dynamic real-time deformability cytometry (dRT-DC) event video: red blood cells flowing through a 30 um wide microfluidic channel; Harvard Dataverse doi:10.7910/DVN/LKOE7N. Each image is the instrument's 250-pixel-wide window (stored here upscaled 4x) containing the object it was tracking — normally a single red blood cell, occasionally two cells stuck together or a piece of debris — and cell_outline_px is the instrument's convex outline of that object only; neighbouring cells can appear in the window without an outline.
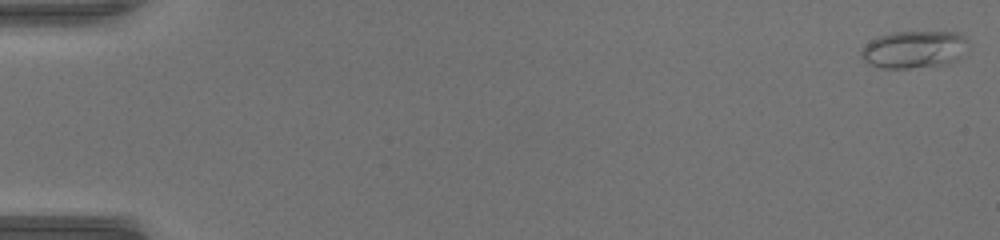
{"species": "common noctule bat (a hibernating species)", "species_latin": "Nyctalus noctula", "temperature_condition": "warm", "stored_images_in_passage": 51, "camera_frame_rate_fps": 3000, "um_per_image_px": 0.085, "animal": {"sex": "female", "body_mass_g": 17.0, "forearm_length_mm": 48.0}, "frame": {"image": 1, "passage_image": 1, "time_ms": 0.0, "image_size_px": [1000, 240], "cell_outline_px": [[968, 40], [960, 56], [956, 60], [948, 64], [908, 68], [880, 68], [868, 64], [860, 56], [860, 52], [864, 44], [876, 36], [896, 32], [956, 32], [964, 36]], "centroid_in_image_um": [77.63, 4.2], "position_along_channel_um": 7.4, "area_um2": 23.35}}
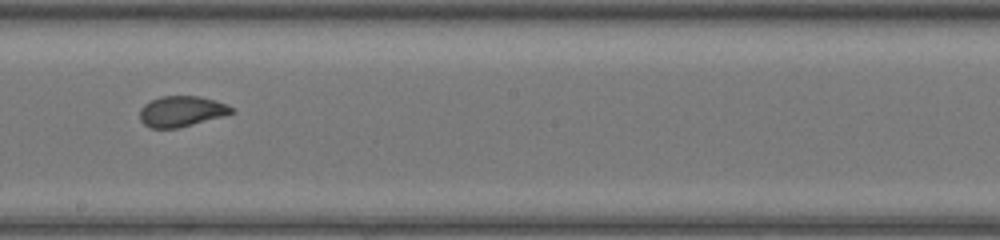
{"frame": {"image": 2, "passage_image": 30, "time_ms": 9.667, "image_size_px": [1000, 240], "cell_outline_px": [[236, 112], [224, 116], [176, 128], [152, 128], [144, 124], [140, 120], [140, 108], [144, 104], [160, 96], [200, 96], [216, 100], [228, 104], [236, 108]], "centroid_in_image_um": [15.48, 9.45], "position_along_channel_um": 232.7, "area_um2": 16.53}}
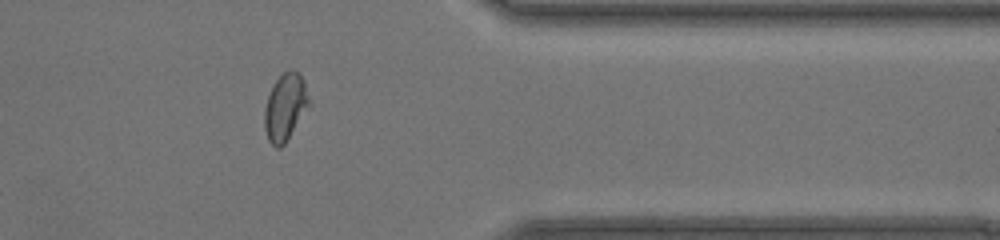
{"frame": {"image": 3, "passage_image": 42, "time_ms": 13.667, "image_size_px": [1000, 240], "cell_outline_px": [[312, 104], [284, 144], [280, 148], [276, 148], [268, 140], [264, 128], [264, 108], [268, 96], [276, 80], [288, 68], [292, 68], [300, 72], [304, 80]], "centroid_in_image_um": [24.28, 9.08], "position_along_channel_um": 387.1, "area_um2": 17.8}, "authors_computed_cell_mechanics": {"area_um2": 17.8024, "velocity_mm_per_s": 4.1627, "shape_relaxation_time_tau1_ms": 6.0888, "shape_relaxation_time_tau2_ms": 0.9366, "deformation_change_tau1": 0.2154, "deformation_change_tau2": 0.0674}}